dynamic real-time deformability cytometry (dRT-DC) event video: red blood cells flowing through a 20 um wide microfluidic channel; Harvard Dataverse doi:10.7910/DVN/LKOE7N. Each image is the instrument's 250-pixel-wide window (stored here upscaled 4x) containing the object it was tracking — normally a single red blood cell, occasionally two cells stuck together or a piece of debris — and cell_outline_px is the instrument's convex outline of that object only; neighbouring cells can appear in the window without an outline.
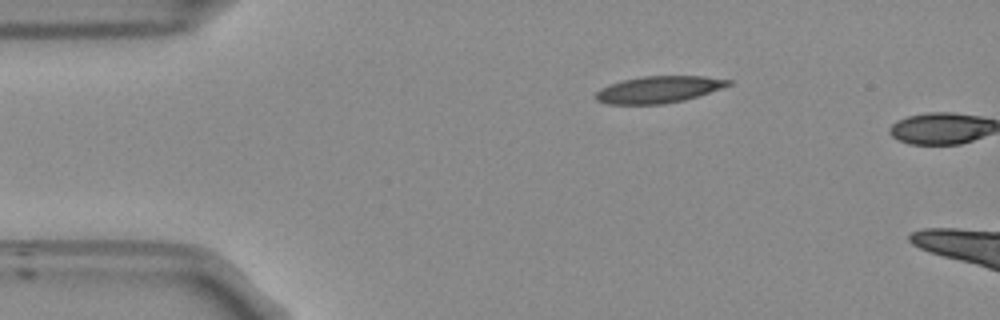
{"species": "Egyptian fruit bat (a non-hibernating species)", "species_latin": "Rousettus aegyptiacus", "temperature_condition": "room temperature", "stored_images_in_passage": 2, "camera_frame_rate_fps": 3000, "um_per_image_px": 0.085, "frame": {"image": 1, "passage_image": 1, "time_ms": 0.0, "image_size_px": [1000, 320], "cell_outline_px": [[732, 84], [684, 100], [664, 104], [608, 104], [596, 100], [592, 96], [600, 88], [624, 80], [644, 76], [704, 76], [732, 80]], "centroid_in_image_um": [55.95, 7.61], "position_along_channel_um": 29.1, "area_um2": 20.52}}